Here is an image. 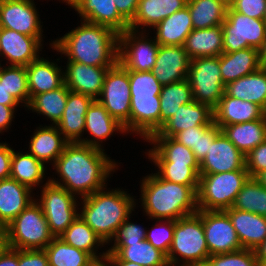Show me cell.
<instances>
[{
  "label": "cell",
  "instance_id": "cell-1",
  "mask_svg": "<svg viewBox=\"0 0 266 266\" xmlns=\"http://www.w3.org/2000/svg\"><path fill=\"white\" fill-rule=\"evenodd\" d=\"M104 151L80 142H69L52 164L60 181L58 178L49 181L81 198L106 187L107 178L119 166Z\"/></svg>",
  "mask_w": 266,
  "mask_h": 266
},
{
  "label": "cell",
  "instance_id": "cell-28",
  "mask_svg": "<svg viewBox=\"0 0 266 266\" xmlns=\"http://www.w3.org/2000/svg\"><path fill=\"white\" fill-rule=\"evenodd\" d=\"M188 0H139L129 29L146 32V27L152 29L163 19L187 6Z\"/></svg>",
  "mask_w": 266,
  "mask_h": 266
},
{
  "label": "cell",
  "instance_id": "cell-57",
  "mask_svg": "<svg viewBox=\"0 0 266 266\" xmlns=\"http://www.w3.org/2000/svg\"><path fill=\"white\" fill-rule=\"evenodd\" d=\"M16 107L6 106L0 104V133L7 131L11 126ZM4 130V131H3Z\"/></svg>",
  "mask_w": 266,
  "mask_h": 266
},
{
  "label": "cell",
  "instance_id": "cell-66",
  "mask_svg": "<svg viewBox=\"0 0 266 266\" xmlns=\"http://www.w3.org/2000/svg\"><path fill=\"white\" fill-rule=\"evenodd\" d=\"M222 2H224L227 6H230L234 0H221Z\"/></svg>",
  "mask_w": 266,
  "mask_h": 266
},
{
  "label": "cell",
  "instance_id": "cell-24",
  "mask_svg": "<svg viewBox=\"0 0 266 266\" xmlns=\"http://www.w3.org/2000/svg\"><path fill=\"white\" fill-rule=\"evenodd\" d=\"M32 191L12 178L0 180V229H4L35 200Z\"/></svg>",
  "mask_w": 266,
  "mask_h": 266
},
{
  "label": "cell",
  "instance_id": "cell-17",
  "mask_svg": "<svg viewBox=\"0 0 266 266\" xmlns=\"http://www.w3.org/2000/svg\"><path fill=\"white\" fill-rule=\"evenodd\" d=\"M42 38L0 28V56L5 57L9 65L27 66L40 56Z\"/></svg>",
  "mask_w": 266,
  "mask_h": 266
},
{
  "label": "cell",
  "instance_id": "cell-55",
  "mask_svg": "<svg viewBox=\"0 0 266 266\" xmlns=\"http://www.w3.org/2000/svg\"><path fill=\"white\" fill-rule=\"evenodd\" d=\"M13 148L7 143H0V180L10 178Z\"/></svg>",
  "mask_w": 266,
  "mask_h": 266
},
{
  "label": "cell",
  "instance_id": "cell-42",
  "mask_svg": "<svg viewBox=\"0 0 266 266\" xmlns=\"http://www.w3.org/2000/svg\"><path fill=\"white\" fill-rule=\"evenodd\" d=\"M191 101L192 90L187 79L163 85L160 93V128L175 115L181 105Z\"/></svg>",
  "mask_w": 266,
  "mask_h": 266
},
{
  "label": "cell",
  "instance_id": "cell-34",
  "mask_svg": "<svg viewBox=\"0 0 266 266\" xmlns=\"http://www.w3.org/2000/svg\"><path fill=\"white\" fill-rule=\"evenodd\" d=\"M228 96L257 104L266 112V69L243 76L225 85Z\"/></svg>",
  "mask_w": 266,
  "mask_h": 266
},
{
  "label": "cell",
  "instance_id": "cell-12",
  "mask_svg": "<svg viewBox=\"0 0 266 266\" xmlns=\"http://www.w3.org/2000/svg\"><path fill=\"white\" fill-rule=\"evenodd\" d=\"M149 33L128 29L119 34L118 62L127 70L151 71L159 44L155 38H148Z\"/></svg>",
  "mask_w": 266,
  "mask_h": 266
},
{
  "label": "cell",
  "instance_id": "cell-46",
  "mask_svg": "<svg viewBox=\"0 0 266 266\" xmlns=\"http://www.w3.org/2000/svg\"><path fill=\"white\" fill-rule=\"evenodd\" d=\"M131 98L160 96L162 86L151 71L129 70Z\"/></svg>",
  "mask_w": 266,
  "mask_h": 266
},
{
  "label": "cell",
  "instance_id": "cell-41",
  "mask_svg": "<svg viewBox=\"0 0 266 266\" xmlns=\"http://www.w3.org/2000/svg\"><path fill=\"white\" fill-rule=\"evenodd\" d=\"M44 250L49 266H89L95 260L89 253L65 243L59 237H55Z\"/></svg>",
  "mask_w": 266,
  "mask_h": 266
},
{
  "label": "cell",
  "instance_id": "cell-3",
  "mask_svg": "<svg viewBox=\"0 0 266 266\" xmlns=\"http://www.w3.org/2000/svg\"><path fill=\"white\" fill-rule=\"evenodd\" d=\"M141 181V206L149 219L178 220L198 211L199 186L169 182L161 179L156 172Z\"/></svg>",
  "mask_w": 266,
  "mask_h": 266
},
{
  "label": "cell",
  "instance_id": "cell-5",
  "mask_svg": "<svg viewBox=\"0 0 266 266\" xmlns=\"http://www.w3.org/2000/svg\"><path fill=\"white\" fill-rule=\"evenodd\" d=\"M209 256L200 215L196 212L174 220V236L167 255L168 263L171 266H194L207 263Z\"/></svg>",
  "mask_w": 266,
  "mask_h": 266
},
{
  "label": "cell",
  "instance_id": "cell-43",
  "mask_svg": "<svg viewBox=\"0 0 266 266\" xmlns=\"http://www.w3.org/2000/svg\"><path fill=\"white\" fill-rule=\"evenodd\" d=\"M234 209L266 216V188L255 178L249 177L237 194Z\"/></svg>",
  "mask_w": 266,
  "mask_h": 266
},
{
  "label": "cell",
  "instance_id": "cell-63",
  "mask_svg": "<svg viewBox=\"0 0 266 266\" xmlns=\"http://www.w3.org/2000/svg\"><path fill=\"white\" fill-rule=\"evenodd\" d=\"M8 247L7 237L4 229H0V255L5 251Z\"/></svg>",
  "mask_w": 266,
  "mask_h": 266
},
{
  "label": "cell",
  "instance_id": "cell-62",
  "mask_svg": "<svg viewBox=\"0 0 266 266\" xmlns=\"http://www.w3.org/2000/svg\"><path fill=\"white\" fill-rule=\"evenodd\" d=\"M89 266H114L108 256L95 259Z\"/></svg>",
  "mask_w": 266,
  "mask_h": 266
},
{
  "label": "cell",
  "instance_id": "cell-37",
  "mask_svg": "<svg viewBox=\"0 0 266 266\" xmlns=\"http://www.w3.org/2000/svg\"><path fill=\"white\" fill-rule=\"evenodd\" d=\"M59 238L65 243L89 253L94 259L107 256V251L97 254V249L106 244L79 215Z\"/></svg>",
  "mask_w": 266,
  "mask_h": 266
},
{
  "label": "cell",
  "instance_id": "cell-60",
  "mask_svg": "<svg viewBox=\"0 0 266 266\" xmlns=\"http://www.w3.org/2000/svg\"><path fill=\"white\" fill-rule=\"evenodd\" d=\"M259 266L266 265V239L254 250Z\"/></svg>",
  "mask_w": 266,
  "mask_h": 266
},
{
  "label": "cell",
  "instance_id": "cell-47",
  "mask_svg": "<svg viewBox=\"0 0 266 266\" xmlns=\"http://www.w3.org/2000/svg\"><path fill=\"white\" fill-rule=\"evenodd\" d=\"M156 223L147 230L146 240L167 256L174 236V220L157 219Z\"/></svg>",
  "mask_w": 266,
  "mask_h": 266
},
{
  "label": "cell",
  "instance_id": "cell-64",
  "mask_svg": "<svg viewBox=\"0 0 266 266\" xmlns=\"http://www.w3.org/2000/svg\"><path fill=\"white\" fill-rule=\"evenodd\" d=\"M255 179L266 188V170L259 173Z\"/></svg>",
  "mask_w": 266,
  "mask_h": 266
},
{
  "label": "cell",
  "instance_id": "cell-11",
  "mask_svg": "<svg viewBox=\"0 0 266 266\" xmlns=\"http://www.w3.org/2000/svg\"><path fill=\"white\" fill-rule=\"evenodd\" d=\"M223 52L231 53L248 47L259 49L266 39V21L235 12L230 6L223 22Z\"/></svg>",
  "mask_w": 266,
  "mask_h": 266
},
{
  "label": "cell",
  "instance_id": "cell-7",
  "mask_svg": "<svg viewBox=\"0 0 266 266\" xmlns=\"http://www.w3.org/2000/svg\"><path fill=\"white\" fill-rule=\"evenodd\" d=\"M249 177L247 170L200 175L197 191L198 210L224 211L231 208Z\"/></svg>",
  "mask_w": 266,
  "mask_h": 266
},
{
  "label": "cell",
  "instance_id": "cell-32",
  "mask_svg": "<svg viewBox=\"0 0 266 266\" xmlns=\"http://www.w3.org/2000/svg\"><path fill=\"white\" fill-rule=\"evenodd\" d=\"M193 23L188 6L171 14L157 24L155 41L164 46H184L187 36L193 30Z\"/></svg>",
  "mask_w": 266,
  "mask_h": 266
},
{
  "label": "cell",
  "instance_id": "cell-56",
  "mask_svg": "<svg viewBox=\"0 0 266 266\" xmlns=\"http://www.w3.org/2000/svg\"><path fill=\"white\" fill-rule=\"evenodd\" d=\"M118 12L130 23L136 13L139 0H114Z\"/></svg>",
  "mask_w": 266,
  "mask_h": 266
},
{
  "label": "cell",
  "instance_id": "cell-51",
  "mask_svg": "<svg viewBox=\"0 0 266 266\" xmlns=\"http://www.w3.org/2000/svg\"><path fill=\"white\" fill-rule=\"evenodd\" d=\"M230 7L240 14L255 19H264L266 0H234Z\"/></svg>",
  "mask_w": 266,
  "mask_h": 266
},
{
  "label": "cell",
  "instance_id": "cell-26",
  "mask_svg": "<svg viewBox=\"0 0 266 266\" xmlns=\"http://www.w3.org/2000/svg\"><path fill=\"white\" fill-rule=\"evenodd\" d=\"M214 124L218 127L261 119L266 112L257 104L224 93L213 109Z\"/></svg>",
  "mask_w": 266,
  "mask_h": 266
},
{
  "label": "cell",
  "instance_id": "cell-23",
  "mask_svg": "<svg viewBox=\"0 0 266 266\" xmlns=\"http://www.w3.org/2000/svg\"><path fill=\"white\" fill-rule=\"evenodd\" d=\"M130 132L148 140L160 129V96L131 98Z\"/></svg>",
  "mask_w": 266,
  "mask_h": 266
},
{
  "label": "cell",
  "instance_id": "cell-44",
  "mask_svg": "<svg viewBox=\"0 0 266 266\" xmlns=\"http://www.w3.org/2000/svg\"><path fill=\"white\" fill-rule=\"evenodd\" d=\"M0 82L20 104L25 105L24 107L28 106L30 95L26 66L8 65L3 67L0 63Z\"/></svg>",
  "mask_w": 266,
  "mask_h": 266
},
{
  "label": "cell",
  "instance_id": "cell-58",
  "mask_svg": "<svg viewBox=\"0 0 266 266\" xmlns=\"http://www.w3.org/2000/svg\"><path fill=\"white\" fill-rule=\"evenodd\" d=\"M0 266H18V249L7 247L0 255Z\"/></svg>",
  "mask_w": 266,
  "mask_h": 266
},
{
  "label": "cell",
  "instance_id": "cell-2",
  "mask_svg": "<svg viewBox=\"0 0 266 266\" xmlns=\"http://www.w3.org/2000/svg\"><path fill=\"white\" fill-rule=\"evenodd\" d=\"M80 21V26L52 41L50 47L64 54L68 61L97 67L115 66L119 34L107 26Z\"/></svg>",
  "mask_w": 266,
  "mask_h": 266
},
{
  "label": "cell",
  "instance_id": "cell-61",
  "mask_svg": "<svg viewBox=\"0 0 266 266\" xmlns=\"http://www.w3.org/2000/svg\"><path fill=\"white\" fill-rule=\"evenodd\" d=\"M259 61L261 68L266 69V39L263 42V45L259 48Z\"/></svg>",
  "mask_w": 266,
  "mask_h": 266
},
{
  "label": "cell",
  "instance_id": "cell-35",
  "mask_svg": "<svg viewBox=\"0 0 266 266\" xmlns=\"http://www.w3.org/2000/svg\"><path fill=\"white\" fill-rule=\"evenodd\" d=\"M220 130L246 156L266 140V114L258 120L222 126Z\"/></svg>",
  "mask_w": 266,
  "mask_h": 266
},
{
  "label": "cell",
  "instance_id": "cell-31",
  "mask_svg": "<svg viewBox=\"0 0 266 266\" xmlns=\"http://www.w3.org/2000/svg\"><path fill=\"white\" fill-rule=\"evenodd\" d=\"M260 68L257 48L248 47L231 53L223 52L220 55V71L225 85Z\"/></svg>",
  "mask_w": 266,
  "mask_h": 266
},
{
  "label": "cell",
  "instance_id": "cell-14",
  "mask_svg": "<svg viewBox=\"0 0 266 266\" xmlns=\"http://www.w3.org/2000/svg\"><path fill=\"white\" fill-rule=\"evenodd\" d=\"M34 0H0V28L42 37V25Z\"/></svg>",
  "mask_w": 266,
  "mask_h": 266
},
{
  "label": "cell",
  "instance_id": "cell-40",
  "mask_svg": "<svg viewBox=\"0 0 266 266\" xmlns=\"http://www.w3.org/2000/svg\"><path fill=\"white\" fill-rule=\"evenodd\" d=\"M187 6L194 29L222 25L229 7L221 0H188Z\"/></svg>",
  "mask_w": 266,
  "mask_h": 266
},
{
  "label": "cell",
  "instance_id": "cell-20",
  "mask_svg": "<svg viewBox=\"0 0 266 266\" xmlns=\"http://www.w3.org/2000/svg\"><path fill=\"white\" fill-rule=\"evenodd\" d=\"M64 79L66 87L96 100L103 88L107 71L112 67L89 66L83 63L67 61Z\"/></svg>",
  "mask_w": 266,
  "mask_h": 266
},
{
  "label": "cell",
  "instance_id": "cell-19",
  "mask_svg": "<svg viewBox=\"0 0 266 266\" xmlns=\"http://www.w3.org/2000/svg\"><path fill=\"white\" fill-rule=\"evenodd\" d=\"M214 121L213 109L206 104L191 101L183 104L157 133L151 137H173L190 127H208Z\"/></svg>",
  "mask_w": 266,
  "mask_h": 266
},
{
  "label": "cell",
  "instance_id": "cell-13",
  "mask_svg": "<svg viewBox=\"0 0 266 266\" xmlns=\"http://www.w3.org/2000/svg\"><path fill=\"white\" fill-rule=\"evenodd\" d=\"M210 256L242 248L228 214L223 210H198Z\"/></svg>",
  "mask_w": 266,
  "mask_h": 266
},
{
  "label": "cell",
  "instance_id": "cell-50",
  "mask_svg": "<svg viewBox=\"0 0 266 266\" xmlns=\"http://www.w3.org/2000/svg\"><path fill=\"white\" fill-rule=\"evenodd\" d=\"M246 169L252 178L266 170V140L246 155Z\"/></svg>",
  "mask_w": 266,
  "mask_h": 266
},
{
  "label": "cell",
  "instance_id": "cell-25",
  "mask_svg": "<svg viewBox=\"0 0 266 266\" xmlns=\"http://www.w3.org/2000/svg\"><path fill=\"white\" fill-rule=\"evenodd\" d=\"M224 211L236 230L242 248L255 250L266 239V216L237 210L233 207Z\"/></svg>",
  "mask_w": 266,
  "mask_h": 266
},
{
  "label": "cell",
  "instance_id": "cell-29",
  "mask_svg": "<svg viewBox=\"0 0 266 266\" xmlns=\"http://www.w3.org/2000/svg\"><path fill=\"white\" fill-rule=\"evenodd\" d=\"M146 142L154 146L150 150H147L148 158L154 164L200 166L193 151L173 137H150Z\"/></svg>",
  "mask_w": 266,
  "mask_h": 266
},
{
  "label": "cell",
  "instance_id": "cell-9",
  "mask_svg": "<svg viewBox=\"0 0 266 266\" xmlns=\"http://www.w3.org/2000/svg\"><path fill=\"white\" fill-rule=\"evenodd\" d=\"M42 187L40 204L49 229L54 237H59L77 218L79 208L77 197L64 187L50 182L48 179Z\"/></svg>",
  "mask_w": 266,
  "mask_h": 266
},
{
  "label": "cell",
  "instance_id": "cell-67",
  "mask_svg": "<svg viewBox=\"0 0 266 266\" xmlns=\"http://www.w3.org/2000/svg\"><path fill=\"white\" fill-rule=\"evenodd\" d=\"M194 266H209L207 263L205 264H198V265H194Z\"/></svg>",
  "mask_w": 266,
  "mask_h": 266
},
{
  "label": "cell",
  "instance_id": "cell-45",
  "mask_svg": "<svg viewBox=\"0 0 266 266\" xmlns=\"http://www.w3.org/2000/svg\"><path fill=\"white\" fill-rule=\"evenodd\" d=\"M156 173L161 179L185 186H199L200 166H186V164H155Z\"/></svg>",
  "mask_w": 266,
  "mask_h": 266
},
{
  "label": "cell",
  "instance_id": "cell-38",
  "mask_svg": "<svg viewBox=\"0 0 266 266\" xmlns=\"http://www.w3.org/2000/svg\"><path fill=\"white\" fill-rule=\"evenodd\" d=\"M45 170V165L28 151L19 153L13 150L10 178L33 190L44 182Z\"/></svg>",
  "mask_w": 266,
  "mask_h": 266
},
{
  "label": "cell",
  "instance_id": "cell-30",
  "mask_svg": "<svg viewBox=\"0 0 266 266\" xmlns=\"http://www.w3.org/2000/svg\"><path fill=\"white\" fill-rule=\"evenodd\" d=\"M29 142V153L44 165L54 164L69 141L60 133L56 125L36 128Z\"/></svg>",
  "mask_w": 266,
  "mask_h": 266
},
{
  "label": "cell",
  "instance_id": "cell-59",
  "mask_svg": "<svg viewBox=\"0 0 266 266\" xmlns=\"http://www.w3.org/2000/svg\"><path fill=\"white\" fill-rule=\"evenodd\" d=\"M0 104L18 107L19 102L7 91L4 84L0 82Z\"/></svg>",
  "mask_w": 266,
  "mask_h": 266
},
{
  "label": "cell",
  "instance_id": "cell-53",
  "mask_svg": "<svg viewBox=\"0 0 266 266\" xmlns=\"http://www.w3.org/2000/svg\"><path fill=\"white\" fill-rule=\"evenodd\" d=\"M207 127H190L187 130L180 131L173 136L175 140L180 142L182 145L188 147L193 151L195 157L198 161V142L199 135L206 129Z\"/></svg>",
  "mask_w": 266,
  "mask_h": 266
},
{
  "label": "cell",
  "instance_id": "cell-15",
  "mask_svg": "<svg viewBox=\"0 0 266 266\" xmlns=\"http://www.w3.org/2000/svg\"><path fill=\"white\" fill-rule=\"evenodd\" d=\"M247 170L246 156L221 132L200 163L199 175Z\"/></svg>",
  "mask_w": 266,
  "mask_h": 266
},
{
  "label": "cell",
  "instance_id": "cell-33",
  "mask_svg": "<svg viewBox=\"0 0 266 266\" xmlns=\"http://www.w3.org/2000/svg\"><path fill=\"white\" fill-rule=\"evenodd\" d=\"M111 261H129L141 266H168L167 256L147 240L135 243H119L107 252Z\"/></svg>",
  "mask_w": 266,
  "mask_h": 266
},
{
  "label": "cell",
  "instance_id": "cell-18",
  "mask_svg": "<svg viewBox=\"0 0 266 266\" xmlns=\"http://www.w3.org/2000/svg\"><path fill=\"white\" fill-rule=\"evenodd\" d=\"M190 61L184 46L159 45L151 72L161 85L180 82L187 79Z\"/></svg>",
  "mask_w": 266,
  "mask_h": 266
},
{
  "label": "cell",
  "instance_id": "cell-49",
  "mask_svg": "<svg viewBox=\"0 0 266 266\" xmlns=\"http://www.w3.org/2000/svg\"><path fill=\"white\" fill-rule=\"evenodd\" d=\"M130 216L119 226L114 237L111 239L114 244L106 250L111 252L119 243H135L146 240V228H142L137 223L129 222Z\"/></svg>",
  "mask_w": 266,
  "mask_h": 266
},
{
  "label": "cell",
  "instance_id": "cell-65",
  "mask_svg": "<svg viewBox=\"0 0 266 266\" xmlns=\"http://www.w3.org/2000/svg\"><path fill=\"white\" fill-rule=\"evenodd\" d=\"M114 266H141L140 264L129 261H111Z\"/></svg>",
  "mask_w": 266,
  "mask_h": 266
},
{
  "label": "cell",
  "instance_id": "cell-48",
  "mask_svg": "<svg viewBox=\"0 0 266 266\" xmlns=\"http://www.w3.org/2000/svg\"><path fill=\"white\" fill-rule=\"evenodd\" d=\"M209 266H259L254 250L241 249L239 251L215 254L208 257Z\"/></svg>",
  "mask_w": 266,
  "mask_h": 266
},
{
  "label": "cell",
  "instance_id": "cell-52",
  "mask_svg": "<svg viewBox=\"0 0 266 266\" xmlns=\"http://www.w3.org/2000/svg\"><path fill=\"white\" fill-rule=\"evenodd\" d=\"M18 266H49L44 249H18Z\"/></svg>",
  "mask_w": 266,
  "mask_h": 266
},
{
  "label": "cell",
  "instance_id": "cell-4",
  "mask_svg": "<svg viewBox=\"0 0 266 266\" xmlns=\"http://www.w3.org/2000/svg\"><path fill=\"white\" fill-rule=\"evenodd\" d=\"M122 190L115 188L110 191L104 187L81 198L83 206L79 216L106 245L136 207V199Z\"/></svg>",
  "mask_w": 266,
  "mask_h": 266
},
{
  "label": "cell",
  "instance_id": "cell-27",
  "mask_svg": "<svg viewBox=\"0 0 266 266\" xmlns=\"http://www.w3.org/2000/svg\"><path fill=\"white\" fill-rule=\"evenodd\" d=\"M30 99L41 93L55 90L65 83L64 70L57 63L38 57L26 66Z\"/></svg>",
  "mask_w": 266,
  "mask_h": 266
},
{
  "label": "cell",
  "instance_id": "cell-16",
  "mask_svg": "<svg viewBox=\"0 0 266 266\" xmlns=\"http://www.w3.org/2000/svg\"><path fill=\"white\" fill-rule=\"evenodd\" d=\"M81 20L111 28L117 34L129 29V22L118 12L114 0H65Z\"/></svg>",
  "mask_w": 266,
  "mask_h": 266
},
{
  "label": "cell",
  "instance_id": "cell-10",
  "mask_svg": "<svg viewBox=\"0 0 266 266\" xmlns=\"http://www.w3.org/2000/svg\"><path fill=\"white\" fill-rule=\"evenodd\" d=\"M96 100L124 126L126 133H130L129 70L125 69L119 62L110 68L105 76L101 93Z\"/></svg>",
  "mask_w": 266,
  "mask_h": 266
},
{
  "label": "cell",
  "instance_id": "cell-54",
  "mask_svg": "<svg viewBox=\"0 0 266 266\" xmlns=\"http://www.w3.org/2000/svg\"><path fill=\"white\" fill-rule=\"evenodd\" d=\"M221 133L220 127L214 124V121L199 135L198 142V162L204 160L208 153L210 145L214 139Z\"/></svg>",
  "mask_w": 266,
  "mask_h": 266
},
{
  "label": "cell",
  "instance_id": "cell-6",
  "mask_svg": "<svg viewBox=\"0 0 266 266\" xmlns=\"http://www.w3.org/2000/svg\"><path fill=\"white\" fill-rule=\"evenodd\" d=\"M4 230L8 247L12 249H45L55 238L36 199L13 219Z\"/></svg>",
  "mask_w": 266,
  "mask_h": 266
},
{
  "label": "cell",
  "instance_id": "cell-8",
  "mask_svg": "<svg viewBox=\"0 0 266 266\" xmlns=\"http://www.w3.org/2000/svg\"><path fill=\"white\" fill-rule=\"evenodd\" d=\"M187 80L193 100L214 109L225 89L220 71V56L191 59Z\"/></svg>",
  "mask_w": 266,
  "mask_h": 266
},
{
  "label": "cell",
  "instance_id": "cell-39",
  "mask_svg": "<svg viewBox=\"0 0 266 266\" xmlns=\"http://www.w3.org/2000/svg\"><path fill=\"white\" fill-rule=\"evenodd\" d=\"M69 91L64 83L55 90L33 96L26 108L44 115L51 122L53 121L52 125H57L63 116Z\"/></svg>",
  "mask_w": 266,
  "mask_h": 266
},
{
  "label": "cell",
  "instance_id": "cell-21",
  "mask_svg": "<svg viewBox=\"0 0 266 266\" xmlns=\"http://www.w3.org/2000/svg\"><path fill=\"white\" fill-rule=\"evenodd\" d=\"M84 131L90 133L93 139L83 138L82 144H86L91 147H95L101 150L102 142L110 138L116 131L117 133L126 134L124 126L121 125L116 119H114L104 106L94 100L89 106L85 116V129ZM101 143V144H100Z\"/></svg>",
  "mask_w": 266,
  "mask_h": 266
},
{
  "label": "cell",
  "instance_id": "cell-22",
  "mask_svg": "<svg viewBox=\"0 0 266 266\" xmlns=\"http://www.w3.org/2000/svg\"><path fill=\"white\" fill-rule=\"evenodd\" d=\"M93 101L90 96L69 91L63 116L56 125L69 142H81L86 112Z\"/></svg>",
  "mask_w": 266,
  "mask_h": 266
},
{
  "label": "cell",
  "instance_id": "cell-36",
  "mask_svg": "<svg viewBox=\"0 0 266 266\" xmlns=\"http://www.w3.org/2000/svg\"><path fill=\"white\" fill-rule=\"evenodd\" d=\"M184 48L190 59L220 56L223 53L222 26L193 29L186 38Z\"/></svg>",
  "mask_w": 266,
  "mask_h": 266
}]
</instances>
